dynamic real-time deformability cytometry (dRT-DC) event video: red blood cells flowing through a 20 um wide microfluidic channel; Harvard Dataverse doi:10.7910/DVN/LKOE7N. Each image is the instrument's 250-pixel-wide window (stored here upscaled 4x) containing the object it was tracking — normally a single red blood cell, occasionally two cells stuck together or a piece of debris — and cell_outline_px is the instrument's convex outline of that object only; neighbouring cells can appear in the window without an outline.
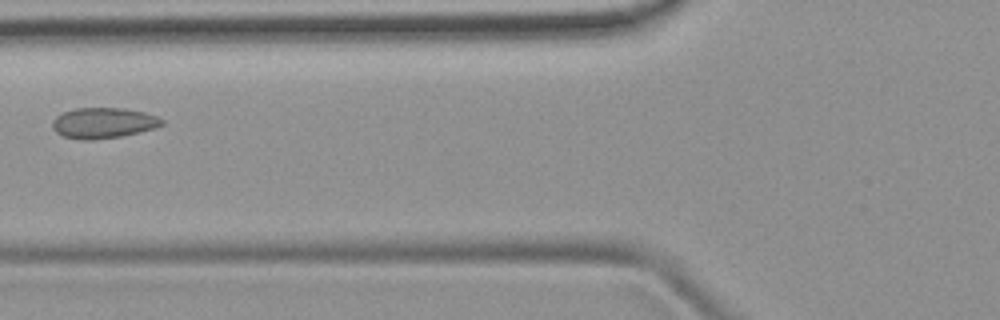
{"species": "common noctule bat (a hibernating species)", "species_latin": "Nyctalus noctula", "temperature_condition": "room temperature", "stored_images_in_passage": 6, "camera_frame_rate_fps": 3000, "um_per_image_px": 0.085, "animal": {"sex": "female", "body_mass_g": 19.9}, "frame": {"image": 1, "passage_image": 4, "time_ms": 3.667, "image_size_px": [1000, 320], "cell_outline_px": [[164, 124], [156, 128], [120, 136], [92, 140], [80, 140], [64, 136], [56, 132], [52, 128], [52, 120], [56, 116], [64, 112], [76, 108], [124, 108], [144, 112], [156, 116], [164, 120]], "centroid_in_image_um": [8.78, 10.45], "position_along_channel_um": 117.0, "area_um2": 19.54}}
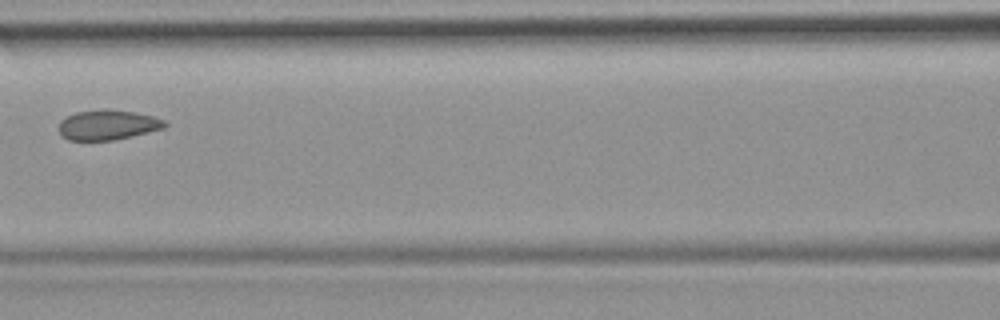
{"frame": {"image": 2, "passage_image": 5, "time_ms": 4.667, "image_size_px": [1000, 320], "cell_outline_px": [[168, 124], [164, 128], [132, 136], [112, 140], [68, 140], [60, 136], [60, 120], [76, 112], [104, 108], [132, 112], [152, 116], [164, 120]], "centroid_in_image_um": [9.14, 10.61], "position_along_channel_um": 157.5, "area_um2": 18.44}}
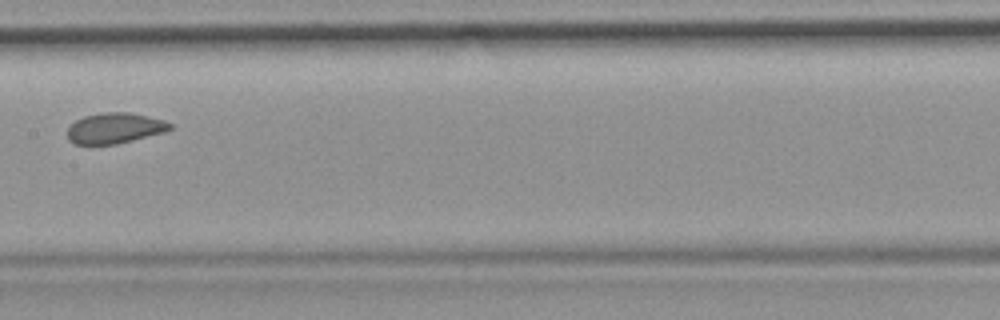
{"frame": {"image": 3, "passage_image": 6, "time_ms": 5.667, "image_size_px": [1000, 320], "cell_outline_px": [[172, 128], [164, 132], [116, 144], [76, 144], [68, 140], [68, 128], [76, 120], [84, 116], [104, 112], [128, 112], [148, 116], [164, 120], [172, 124]], "centroid_in_image_um": [9.75, 10.89], "position_along_channel_um": 197.6, "area_um2": 18.15}}